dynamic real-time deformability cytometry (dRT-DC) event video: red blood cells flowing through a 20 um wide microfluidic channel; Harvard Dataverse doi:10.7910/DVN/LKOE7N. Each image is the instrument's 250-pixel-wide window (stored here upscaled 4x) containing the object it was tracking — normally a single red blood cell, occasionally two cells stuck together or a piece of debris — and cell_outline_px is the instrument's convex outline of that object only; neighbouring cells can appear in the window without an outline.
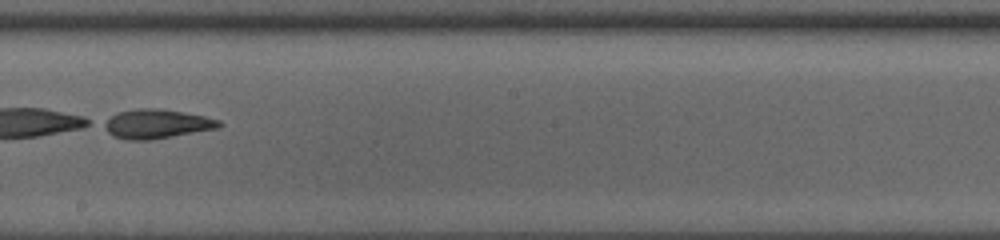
{"species": "common noctule bat (a hibernating species)", "species_latin": "Nyctalus noctula", "temperature_condition": "room temperature", "stored_images_in_passage": 33, "camera_frame_rate_fps": 3000, "um_per_image_px": 0.085, "animal": {"sex": "male", "body_mass_g": 13.0, "forearm_length_mm": 53.1}, "frame": {"image": 1, "passage_image": 15, "time_ms": 4.667, "image_size_px": [1000, 240], "cell_outline_px": [[224, 124], [220, 128], [148, 140], [128, 140], [112, 136], [100, 124], [104, 120], [116, 112], [136, 108], [156, 108], [184, 112], [204, 116], [220, 120]], "centroid_in_image_um": [13.28, 10.52], "position_along_channel_um": 234.9, "area_um2": 19.83}}
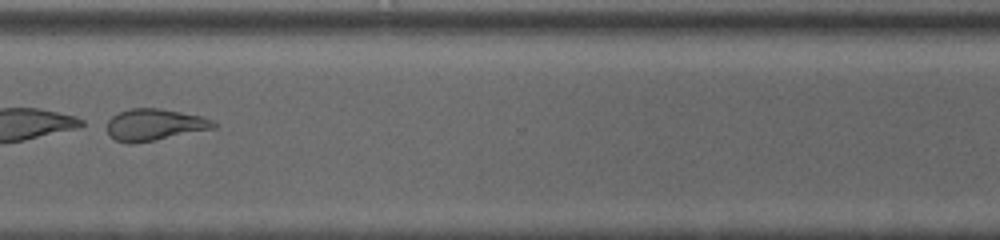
{"frame": {"image": 2, "passage_image": 24, "time_ms": 7.667, "image_size_px": [1000, 240], "cell_outline_px": [[216, 128], [152, 140], [128, 144], [116, 140], [108, 132], [108, 120], [112, 116], [120, 112], [132, 108], [160, 108], [200, 116], [212, 120], [216, 124]], "centroid_in_image_um": [13.13, 10.59], "position_along_channel_um": 357.5, "area_um2": 19.25}}